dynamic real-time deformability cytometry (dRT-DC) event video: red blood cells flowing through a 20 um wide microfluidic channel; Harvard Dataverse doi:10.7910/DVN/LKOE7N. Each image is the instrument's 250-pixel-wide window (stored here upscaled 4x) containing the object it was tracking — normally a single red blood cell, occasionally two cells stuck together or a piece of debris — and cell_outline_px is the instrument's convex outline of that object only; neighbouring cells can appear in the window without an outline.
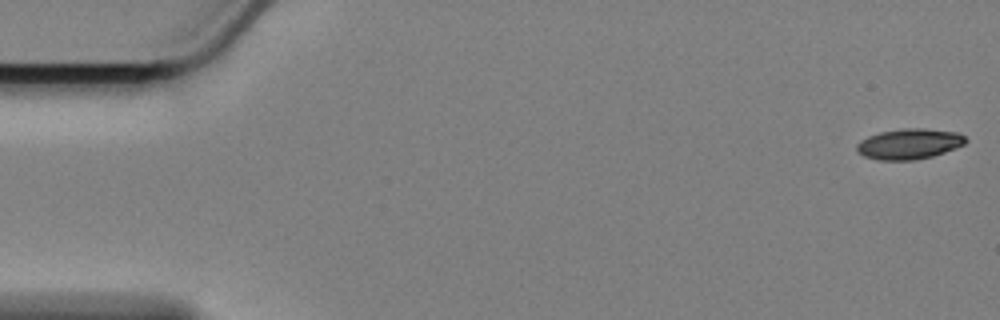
{"species": "Egyptian fruit bat (a non-hibernating species)", "species_latin": "Rousettus aegyptiacus", "temperature_condition": "cold", "stored_images_in_passage": 58, "camera_frame_rate_fps": 3000, "um_per_image_px": 0.085, "animal": {"sex": "female"}, "frame": {"image": 1, "passage_image": 1, "time_ms": 0.0, "image_size_px": [1000, 320], "cell_outline_px": [[968, 140], [964, 144], [944, 152], [932, 156], [912, 160], [876, 160], [864, 156], [856, 148], [856, 144], [860, 140], [868, 136], [880, 132], [904, 128], [924, 128], [956, 132], [964, 136]], "centroid_in_image_um": [77.26, 12.23], "position_along_channel_um": 7.7, "area_um2": 19.25}}
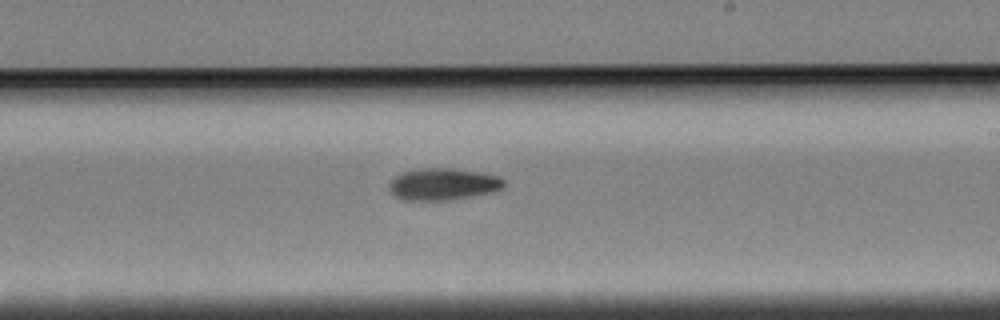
{"frame": {"image": 2, "passage_image": 34, "time_ms": 11.0, "image_size_px": [1000, 320], "cell_outline_px": [[504, 188], [492, 192], [452, 200], [400, 200], [388, 188], [388, 184], [392, 176], [400, 172], [416, 168], [456, 168], [484, 172], [500, 176], [504, 180]], "centroid_in_image_um": [37.64, 15.63], "position_along_channel_um": 251.4, "area_um2": 21.96}}
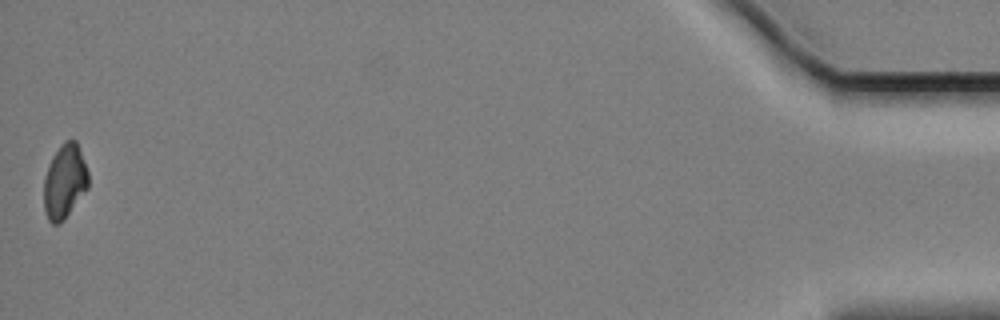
{"frame": {"image": 3, "passage_image": 58, "time_ms": 19.0, "image_size_px": [1000, 320], "cell_outline_px": [[88, 188], [64, 220], [56, 224], [52, 224], [48, 220], [44, 212], [44, 180], [52, 156], [60, 144], [64, 140], [76, 140], [84, 160], [88, 172]], "centroid_in_image_um": [5.49, 15.43], "position_along_channel_um": 429.7, "area_um2": 19.25}, "authors_computed_cell_mechanics": {"area_um2": 20.4612, "velocity_mm_per_s": 3.405, "shape_relaxation_time_tau1_ms": 4.2027, "shape_relaxation_time_tau2_ms": null, "deformation_change_tau1": 0.131, "deformation_change_tau2": null}}